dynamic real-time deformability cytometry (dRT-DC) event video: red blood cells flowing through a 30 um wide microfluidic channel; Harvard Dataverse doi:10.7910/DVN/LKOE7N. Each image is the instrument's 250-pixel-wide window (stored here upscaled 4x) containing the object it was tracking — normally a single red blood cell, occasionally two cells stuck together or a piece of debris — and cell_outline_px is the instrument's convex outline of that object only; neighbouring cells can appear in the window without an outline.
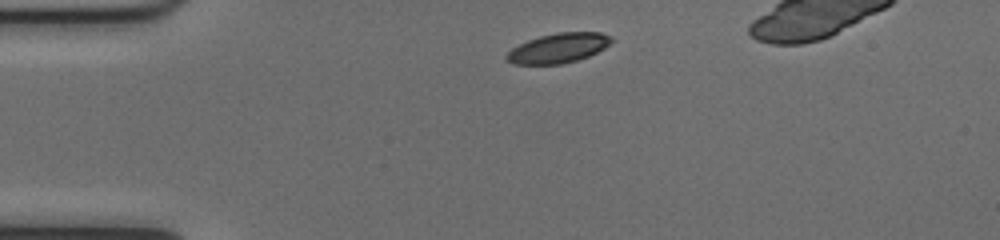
{"species": "common noctule bat (a hibernating species)", "species_latin": "Nyctalus noctula", "temperature_condition": "cold", "stored_images_in_passage": 35, "camera_frame_rate_fps": 3000, "um_per_image_px": 0.085, "animal": {"sex": "female", "body_mass_g": 17.0, "forearm_length_mm": 48.0}, "frame": {"image": 1, "passage_image": 1, "time_ms": 0.0, "image_size_px": [1000, 240], "cell_outline_px": [[612, 40], [604, 48], [588, 56], [576, 60], [560, 64], [512, 64], [504, 56], [512, 48], [528, 40], [540, 36], [556, 32], [600, 32], [612, 36]], "centroid_in_image_um": [47.45, 4.08], "position_along_channel_um": 37.6, "area_um2": 17.98}}
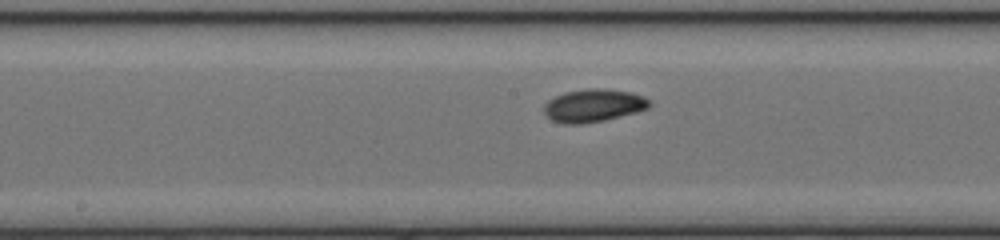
{"frame": {"image": 2, "passage_image": 16, "time_ms": 5.0, "image_size_px": [1000, 240], "cell_outline_px": [[652, 104], [648, 108], [636, 112], [604, 120], [580, 124], [564, 124], [552, 120], [544, 112], [544, 104], [548, 100], [564, 92], [588, 88], [600, 88], [632, 92], [644, 96], [652, 100]], "centroid_in_image_um": [50.47, 8.96], "position_along_channel_um": 197.7, "area_um2": 20.29}}
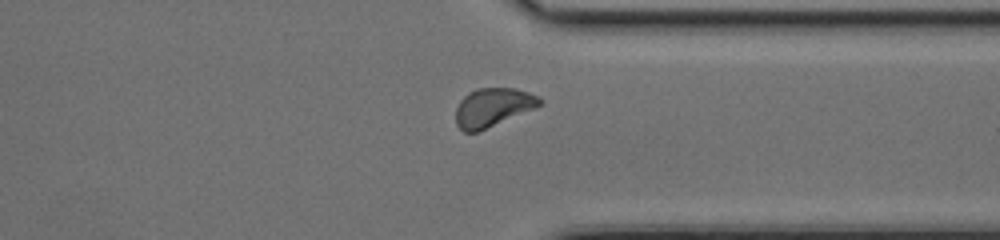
{"frame": {"image": 3, "passage_image": 29, "time_ms": 9.333, "image_size_px": [1000, 240], "cell_outline_px": [[544, 100], [540, 104], [532, 108], [476, 132], [464, 132], [456, 124], [456, 108], [460, 100], [468, 92], [476, 88], [516, 88], [540, 96]], "centroid_in_image_um": [41.85, 9.09], "position_along_channel_um": 369.5, "area_um2": 18.5}}